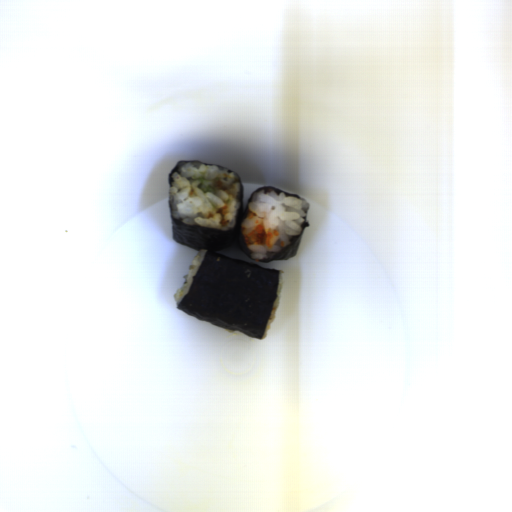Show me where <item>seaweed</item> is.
<instances>
[{"mask_svg": "<svg viewBox=\"0 0 512 512\" xmlns=\"http://www.w3.org/2000/svg\"><path fill=\"white\" fill-rule=\"evenodd\" d=\"M185 162L203 163L195 159L179 160L168 174L169 185L174 172ZM218 166L234 173L240 186L237 217L230 231L185 224L175 218L170 205L168 207L173 240L198 251L206 250L187 294L176 303V307L189 317L261 340L277 299L281 273L277 269L264 268L256 263L226 257L217 251L237 248L249 260L255 262L288 260L296 254L304 230L309 228L310 224L306 217L301 232L292 237L287 247L263 260L252 259V251L244 241L242 222L248 216L254 194L265 190L267 193H284L285 196H293L299 200L303 197L265 185L251 193L243 209L244 188L241 177L232 169Z\"/></svg>", "mask_w": 512, "mask_h": 512, "instance_id": "1", "label": "seaweed"}]
</instances>
